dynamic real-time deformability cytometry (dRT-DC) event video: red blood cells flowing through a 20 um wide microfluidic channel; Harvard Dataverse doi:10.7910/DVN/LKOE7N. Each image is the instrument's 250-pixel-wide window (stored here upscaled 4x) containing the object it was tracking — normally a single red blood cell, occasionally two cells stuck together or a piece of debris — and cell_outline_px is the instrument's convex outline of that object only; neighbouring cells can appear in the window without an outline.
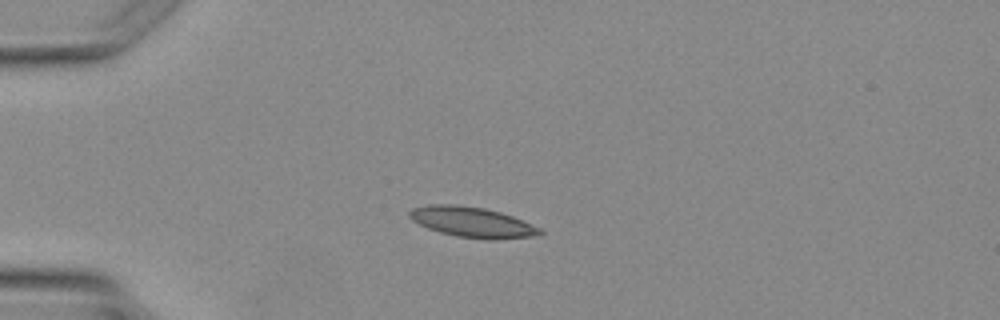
{"species": "Egyptian fruit bat (a non-hibernating species)", "species_latin": "Rousettus aegyptiacus", "temperature_condition": "warm", "stored_images_in_passage": 2, "camera_frame_rate_fps": 3000, "um_per_image_px": 0.085, "animal": {"sex": "female"}, "frame": {"image": 1, "passage_image": 2, "time_ms": 1.667, "image_size_px": [1000, 320], "cell_outline_px": [[544, 232], [532, 236], [492, 240], [488, 240], [456, 236], [440, 232], [428, 228], [412, 220], [408, 216], [408, 212], [412, 208], [428, 204], [456, 204], [484, 208], [500, 212], [512, 216], [540, 228]], "centroid_in_image_um": [40.09, 18.87], "position_along_channel_um": 44.9, "area_um2": 23.0}}